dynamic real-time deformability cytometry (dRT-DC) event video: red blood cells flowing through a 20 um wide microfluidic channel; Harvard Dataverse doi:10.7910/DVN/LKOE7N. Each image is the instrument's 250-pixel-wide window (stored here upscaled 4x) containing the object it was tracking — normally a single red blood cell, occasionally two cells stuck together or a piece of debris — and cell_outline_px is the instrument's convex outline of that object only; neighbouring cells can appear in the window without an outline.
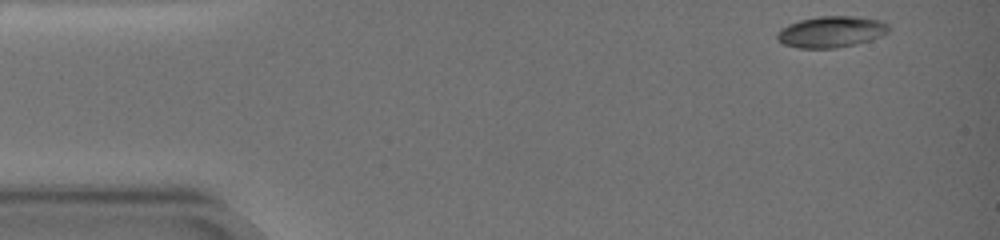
{"species": "common noctule bat (a hibernating species)", "species_latin": "Nyctalus noctula", "temperature_condition": "warm", "stored_images_in_passage": 56, "camera_frame_rate_fps": 3000, "um_per_image_px": 0.085, "animal": {"sex": "female", "body_mass_g": 19.0, "forearm_length_mm": 51.5}, "frame": {"image": 1, "passage_image": 1, "time_ms": 0.0, "image_size_px": [1000, 240], "cell_outline_px": [[888, 32], [880, 36], [856, 44], [832, 48], [800, 48], [784, 44], [776, 40], [776, 32], [780, 28], [788, 24], [800, 20], [820, 16], [856, 16], [880, 20], [888, 24]], "centroid_in_image_um": [70.61, 2.7], "position_along_channel_um": 14.4, "area_um2": 20.29}}
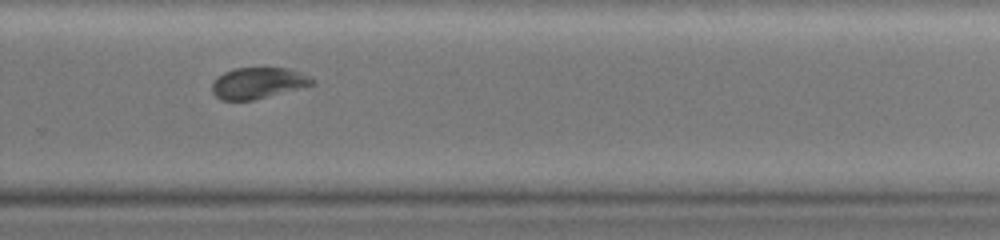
{"frame": {"image": 2, "passage_image": 41, "time_ms": 13.333, "image_size_px": [1000, 240], "cell_outline_px": [[316, 84], [252, 100], [220, 100], [212, 92], [212, 84], [216, 76], [224, 72], [236, 68], [288, 68], [300, 72], [316, 80]], "centroid_in_image_um": [21.92, 7.05], "position_along_channel_um": 307.9, "area_um2": 18.15}}
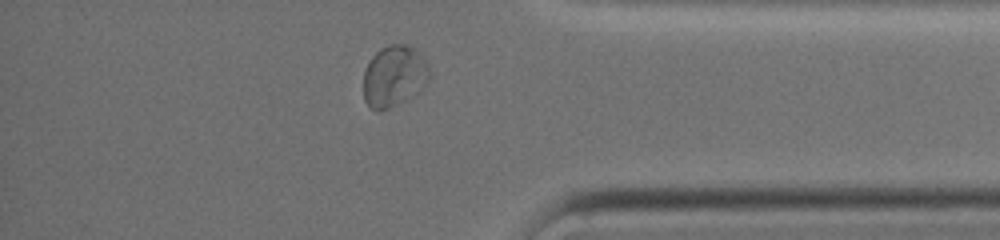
{"frame": {"image": 3, "passage_image": 51, "time_ms": 16.667, "image_size_px": [1000, 240], "cell_outline_px": [[432, 76], [428, 84], [420, 92], [380, 112], [376, 112], [368, 108], [364, 100], [364, 68], [372, 56], [380, 48], [388, 44], [404, 44], [412, 48], [428, 64], [432, 72]], "centroid_in_image_um": [33.5, 6.5], "position_along_channel_um": 401.7, "area_um2": 24.04}, "authors_computed_cell_mechanics": {"area_um2": 19.6809, "velocity_mm_per_s": 3.0057, "shape_relaxation_time_tau1_ms": 3.6458, "shape_relaxation_time_tau2_ms": 4.0482, "deformation_change_tau1": 0.1153, "deformation_change_tau2": 0.0599}}